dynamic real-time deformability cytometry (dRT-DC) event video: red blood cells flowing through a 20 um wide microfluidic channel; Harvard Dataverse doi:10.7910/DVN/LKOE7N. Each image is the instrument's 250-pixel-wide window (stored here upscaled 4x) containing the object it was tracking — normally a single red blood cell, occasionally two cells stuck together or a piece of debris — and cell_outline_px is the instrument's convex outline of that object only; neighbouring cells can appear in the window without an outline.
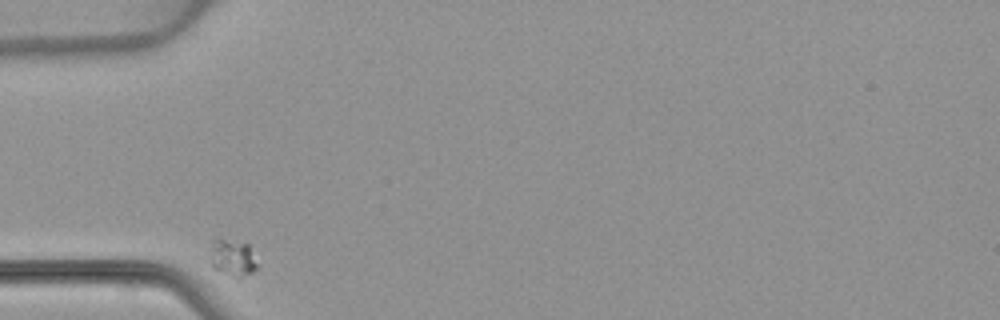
{"species": "common noctule bat (a hibernating species)", "species_latin": "Nyctalus noctula", "temperature_condition": "warm", "stored_images_in_passage": 1, "camera_frame_rate_fps": 3000, "um_per_image_px": 0.085, "animal": {"sex": "female", "body_mass_g": 22.7, "forearm_length_mm": 54.2}, "frame": {"image": 1, "passage_image": 1, "time_ms": 0.0, "image_size_px": [1000, 320], "cell_outline_px": [[260, 264], [252, 272], [240, 280], [236, 280], [212, 268], [212, 240], [216, 236], [248, 244]], "centroid_in_image_um": [19.81, 21.94], "position_along_channel_um": 65.2, "area_um2": 10.64}}